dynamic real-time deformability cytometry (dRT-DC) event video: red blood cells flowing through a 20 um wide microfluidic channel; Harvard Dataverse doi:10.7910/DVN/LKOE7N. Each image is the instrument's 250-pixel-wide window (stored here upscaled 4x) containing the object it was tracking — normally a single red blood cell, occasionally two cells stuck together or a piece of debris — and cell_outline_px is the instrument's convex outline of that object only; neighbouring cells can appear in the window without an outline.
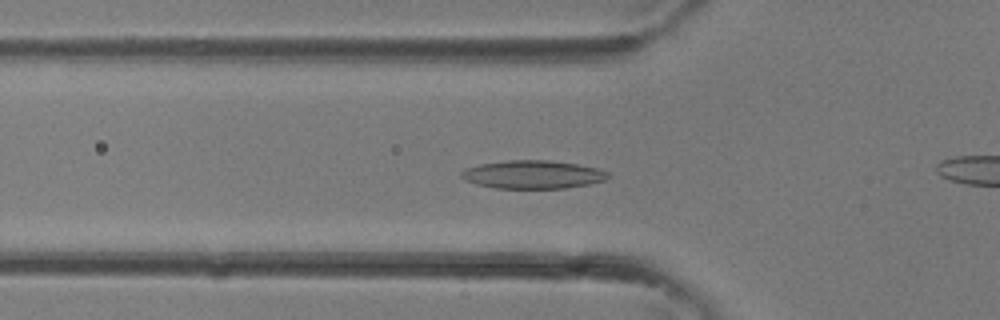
{"species": "common noctule bat (a hibernating species)", "species_latin": "Nyctalus noctula", "temperature_condition": "room temperature", "stored_images_in_passage": 35, "camera_frame_rate_fps": 3000, "um_per_image_px": 0.085, "animal": {"sex": "female"}, "frame": {"image": 1, "passage_image": 13, "time_ms": 4.0, "image_size_px": [1000, 320], "cell_outline_px": [[608, 176], [604, 180], [588, 184], [564, 188], [496, 188], [476, 184], [464, 180], [460, 176], [460, 172], [464, 168], [480, 164], [508, 160], [552, 160], [576, 164], [596, 168], [608, 172]], "centroid_in_image_um": [45.23, 14.83], "position_along_channel_um": 80.6, "area_um2": 24.04}}
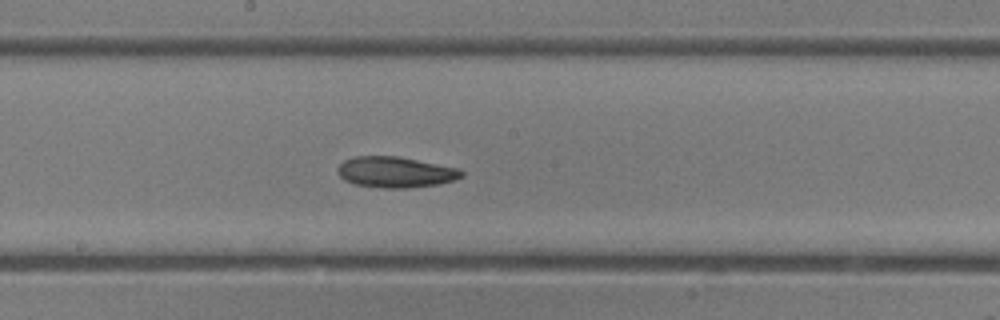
{"frame": {"image": 2, "passage_image": 20, "time_ms": 6.333, "image_size_px": [1000, 320], "cell_outline_px": [[464, 176], [456, 180], [440, 184], [408, 188], [380, 188], [356, 184], [344, 180], [336, 172], [336, 168], [344, 160], [356, 156], [396, 156], [456, 168], [464, 172]], "centroid_in_image_um": [33.59, 14.64], "position_along_channel_um": 214.6, "area_um2": 22.25}}
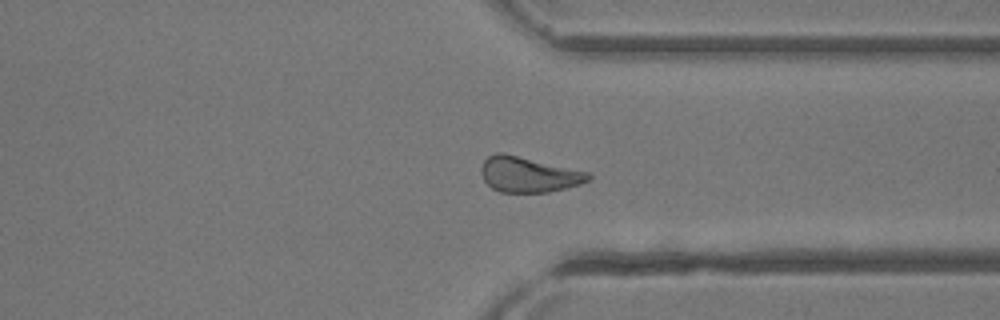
{"frame": {"image": 3, "passage_image": 28, "time_ms": 9.0, "image_size_px": [1000, 320], "cell_outline_px": [[592, 176], [588, 180], [580, 184], [548, 192], [500, 192], [492, 188], [484, 180], [480, 172], [480, 168], [484, 160], [488, 156], [496, 152], [500, 152], [588, 172]], "centroid_in_image_um": [44.88, 14.84], "position_along_channel_um": 366.5, "area_um2": 21.79}}